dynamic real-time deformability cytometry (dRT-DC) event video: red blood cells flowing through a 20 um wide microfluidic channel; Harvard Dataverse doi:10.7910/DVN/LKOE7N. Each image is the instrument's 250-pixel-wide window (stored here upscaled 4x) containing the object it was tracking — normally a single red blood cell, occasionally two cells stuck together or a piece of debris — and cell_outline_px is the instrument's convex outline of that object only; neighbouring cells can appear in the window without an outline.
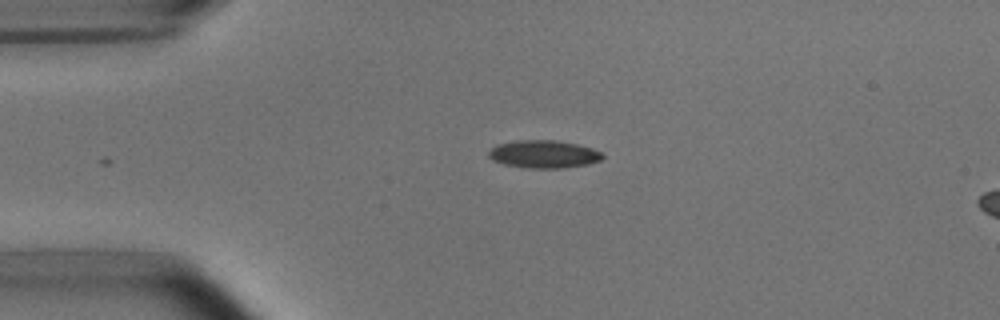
{"species": "common noctule bat (a hibernating species)", "species_latin": "Nyctalus noctula", "temperature_condition": "room temperature", "stored_images_in_passage": 2, "camera_frame_rate_fps": 3000, "um_per_image_px": 0.085, "animal": {"sex": "male", "body_mass_g": 15.6}, "frame": {"image": 1, "passage_image": 1, "time_ms": 0.0, "image_size_px": [1000, 320], "cell_outline_px": [[604, 156], [600, 160], [588, 164], [564, 168], [524, 168], [504, 164], [492, 160], [488, 156], [488, 152], [496, 144], [520, 140], [556, 140], [576, 144], [592, 148], [600, 152]], "centroid_in_image_um": [46.19, 13.11], "position_along_channel_um": 38.8, "area_um2": 18.44}}